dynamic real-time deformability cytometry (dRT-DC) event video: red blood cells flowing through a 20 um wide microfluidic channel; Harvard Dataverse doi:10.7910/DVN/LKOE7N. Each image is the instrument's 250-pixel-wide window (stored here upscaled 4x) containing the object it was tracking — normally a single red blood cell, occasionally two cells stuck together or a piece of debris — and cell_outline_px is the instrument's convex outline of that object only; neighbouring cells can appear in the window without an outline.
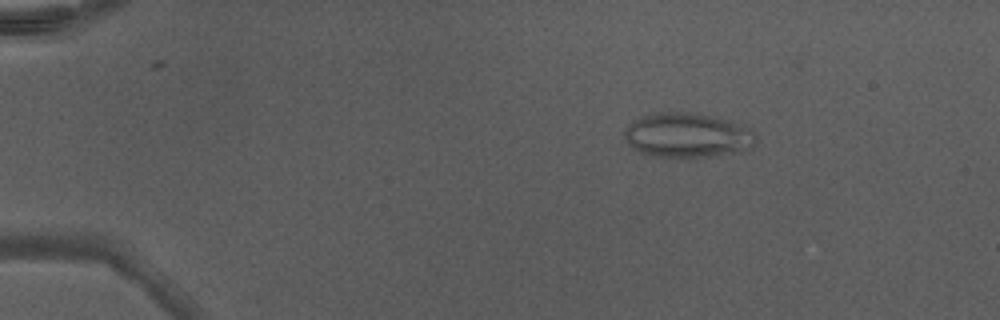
{"species": "Egyptian fruit bat (a non-hibernating species)", "species_latin": "Rousettus aegyptiacus", "temperature_condition": "warm", "stored_images_in_passage": 5, "camera_frame_rate_fps": 3000, "um_per_image_px": 0.085, "animal": {"sex": "male"}, "frame": {"image": 1, "passage_image": 2, "time_ms": 0.333, "image_size_px": [1000, 320], "cell_outline_px": [[720, 144], [704, 152], [668, 152], [648, 148], [640, 144], [648, 120], [704, 120], [720, 128]], "centroid_in_image_um": [57.87, 11.54], "position_along_channel_um": 27.1, "area_um2": 16.24}}